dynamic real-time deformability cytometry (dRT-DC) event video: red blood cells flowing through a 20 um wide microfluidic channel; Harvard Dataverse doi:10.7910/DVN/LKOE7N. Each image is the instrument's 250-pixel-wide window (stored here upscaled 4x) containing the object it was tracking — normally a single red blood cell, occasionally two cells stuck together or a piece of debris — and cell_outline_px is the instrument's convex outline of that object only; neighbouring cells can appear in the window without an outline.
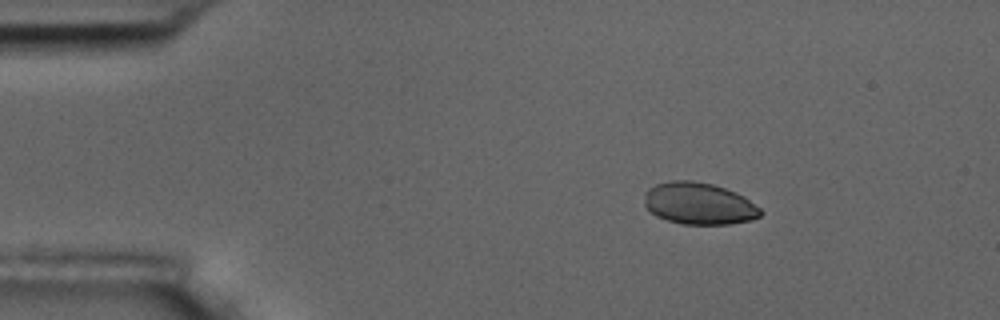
{"species": "common noctule bat (a hibernating species)", "species_latin": "Nyctalus noctula", "temperature_condition": "room temperature", "stored_images_in_passage": 3, "camera_frame_rate_fps": 3000, "um_per_image_px": 0.085, "animal": {"sex": "male", "body_mass_g": 17.5, "forearm_length_mm": 52.3}, "frame": {"image": 1, "passage_image": 1, "time_ms": 0.0, "image_size_px": [1000, 320], "cell_outline_px": [[764, 212], [760, 216], [752, 220], [728, 224], [684, 224], [668, 220], [656, 216], [644, 204], [644, 192], [648, 188], [656, 184], [672, 180], [692, 180], [712, 184], [736, 192], [744, 196], [760, 208]], "centroid_in_image_um": [59.41, 17.29], "position_along_channel_um": 25.6, "area_um2": 28.44}}